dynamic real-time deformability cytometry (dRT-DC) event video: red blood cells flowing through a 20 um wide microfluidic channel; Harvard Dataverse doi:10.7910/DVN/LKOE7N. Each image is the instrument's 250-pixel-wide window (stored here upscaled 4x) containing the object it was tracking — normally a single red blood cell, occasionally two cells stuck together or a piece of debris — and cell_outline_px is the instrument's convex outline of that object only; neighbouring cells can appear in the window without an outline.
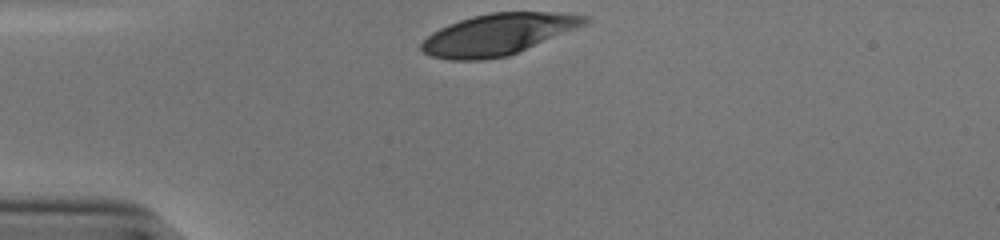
{"species": "human", "species_latin": "Homo sapiens", "temperature_condition": "cold", "stored_images_in_passage": 30, "camera_frame_rate_fps": 3000, "um_per_image_px": 0.085, "donor": {"sex": "male"}, "frame": {"image": 1, "passage_image": 1, "time_ms": 0.0, "image_size_px": [1000, 240], "cell_outline_px": [[592, 20], [588, 24], [508, 56], [484, 60], [448, 60], [432, 56], [424, 52], [420, 48], [420, 44], [432, 32], [448, 24], [472, 16], [492, 12], [560, 12], [592, 16]], "centroid_in_image_um": [42.39, 2.91], "position_along_channel_um": 42.6, "area_um2": 39.54}}
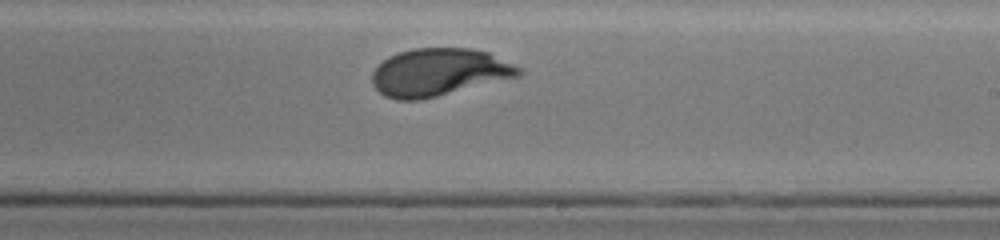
{"frame": {"image": 2, "passage_image": 20, "time_ms": 6.333, "image_size_px": [1000, 240], "cell_outline_px": [[524, 72], [520, 76], [420, 100], [396, 100], [384, 96], [372, 84], [372, 72], [388, 56], [412, 48], [472, 48], [488, 52], [524, 68]], "centroid_in_image_um": [37.34, 6.14], "position_along_channel_um": 251.7, "area_um2": 40.75}}
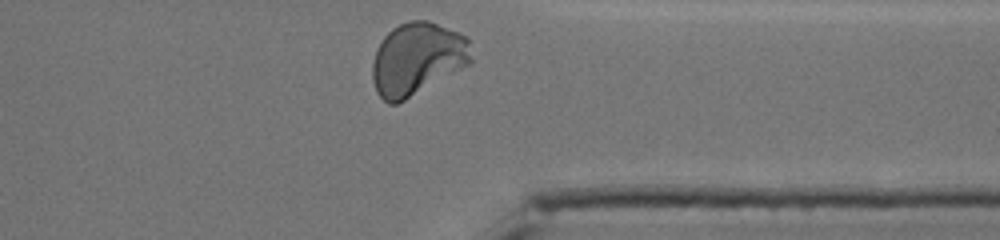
{"frame": {"image": 3, "passage_image": 30, "time_ms": 9.667, "image_size_px": [1000, 240], "cell_outline_px": [[472, 64], [404, 100], [396, 104], [388, 104], [376, 92], [372, 80], [372, 64], [376, 48], [384, 36], [392, 28], [408, 20], [428, 20], [468, 36], [472, 60]], "centroid_in_image_um": [35.47, 4.99], "position_along_channel_um": 375.9, "area_um2": 42.14}, "authors_computed_cell_mechanics": {"area_um2": 41.038, "velocity_mm_per_s": 3.7871, "shape_relaxation_time_tau1_ms": 4.1533, "shape_relaxation_time_tau2_ms": null, "deformation_change_tau1": 0.1899, "deformation_change_tau2": null}}